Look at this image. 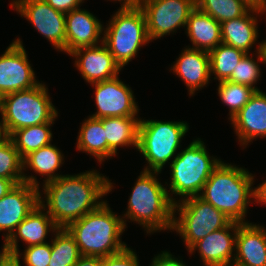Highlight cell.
<instances>
[{
    "instance_id": "obj_1",
    "label": "cell",
    "mask_w": 266,
    "mask_h": 266,
    "mask_svg": "<svg viewBox=\"0 0 266 266\" xmlns=\"http://www.w3.org/2000/svg\"><path fill=\"white\" fill-rule=\"evenodd\" d=\"M111 181L96 169L73 175L65 174L42 184L43 190L39 189V204L59 228H66L106 201L102 198L115 187Z\"/></svg>"
},
{
    "instance_id": "obj_2",
    "label": "cell",
    "mask_w": 266,
    "mask_h": 266,
    "mask_svg": "<svg viewBox=\"0 0 266 266\" xmlns=\"http://www.w3.org/2000/svg\"><path fill=\"white\" fill-rule=\"evenodd\" d=\"M159 174L161 172H140L132 187L127 210L122 214L125 228L128 221L138 223L148 235L162 230L172 232L174 203L170 200L166 185L159 181Z\"/></svg>"
},
{
    "instance_id": "obj_3",
    "label": "cell",
    "mask_w": 266,
    "mask_h": 266,
    "mask_svg": "<svg viewBox=\"0 0 266 266\" xmlns=\"http://www.w3.org/2000/svg\"><path fill=\"white\" fill-rule=\"evenodd\" d=\"M254 177L245 167L221 161L204 184L199 197L231 221L249 223L245 217L248 206L255 202Z\"/></svg>"
},
{
    "instance_id": "obj_4",
    "label": "cell",
    "mask_w": 266,
    "mask_h": 266,
    "mask_svg": "<svg viewBox=\"0 0 266 266\" xmlns=\"http://www.w3.org/2000/svg\"><path fill=\"white\" fill-rule=\"evenodd\" d=\"M103 202L97 209L71 222L66 229L74 237L82 256L107 257L127 247L122 216Z\"/></svg>"
},
{
    "instance_id": "obj_5",
    "label": "cell",
    "mask_w": 266,
    "mask_h": 266,
    "mask_svg": "<svg viewBox=\"0 0 266 266\" xmlns=\"http://www.w3.org/2000/svg\"><path fill=\"white\" fill-rule=\"evenodd\" d=\"M206 148L202 139H193L170 163L171 177L169 184L165 182V185L169 187L167 192L174 204L188 197L199 196L209 176L222 161L217 156L209 155Z\"/></svg>"
},
{
    "instance_id": "obj_6",
    "label": "cell",
    "mask_w": 266,
    "mask_h": 266,
    "mask_svg": "<svg viewBox=\"0 0 266 266\" xmlns=\"http://www.w3.org/2000/svg\"><path fill=\"white\" fill-rule=\"evenodd\" d=\"M111 17L104 25L103 44L123 69L143 46L151 42L147 35L146 17L139 5L119 7Z\"/></svg>"
},
{
    "instance_id": "obj_7",
    "label": "cell",
    "mask_w": 266,
    "mask_h": 266,
    "mask_svg": "<svg viewBox=\"0 0 266 266\" xmlns=\"http://www.w3.org/2000/svg\"><path fill=\"white\" fill-rule=\"evenodd\" d=\"M188 124L181 120L140 119L137 151L147 163L143 170L162 172L165 165H170L182 147Z\"/></svg>"
},
{
    "instance_id": "obj_8",
    "label": "cell",
    "mask_w": 266,
    "mask_h": 266,
    "mask_svg": "<svg viewBox=\"0 0 266 266\" xmlns=\"http://www.w3.org/2000/svg\"><path fill=\"white\" fill-rule=\"evenodd\" d=\"M45 83L4 95L2 121L8 136L21 128L54 122L58 110Z\"/></svg>"
},
{
    "instance_id": "obj_9",
    "label": "cell",
    "mask_w": 266,
    "mask_h": 266,
    "mask_svg": "<svg viewBox=\"0 0 266 266\" xmlns=\"http://www.w3.org/2000/svg\"><path fill=\"white\" fill-rule=\"evenodd\" d=\"M173 215L172 231L181 236L186 250L198 240L226 227L231 222L223 212L199 196L177 201L174 204Z\"/></svg>"
},
{
    "instance_id": "obj_10",
    "label": "cell",
    "mask_w": 266,
    "mask_h": 266,
    "mask_svg": "<svg viewBox=\"0 0 266 266\" xmlns=\"http://www.w3.org/2000/svg\"><path fill=\"white\" fill-rule=\"evenodd\" d=\"M146 17L149 40L177 33L186 27L188 17L196 8V0H140Z\"/></svg>"
},
{
    "instance_id": "obj_11",
    "label": "cell",
    "mask_w": 266,
    "mask_h": 266,
    "mask_svg": "<svg viewBox=\"0 0 266 266\" xmlns=\"http://www.w3.org/2000/svg\"><path fill=\"white\" fill-rule=\"evenodd\" d=\"M10 8L29 21L55 50L66 53L65 13L45 0H12Z\"/></svg>"
},
{
    "instance_id": "obj_12",
    "label": "cell",
    "mask_w": 266,
    "mask_h": 266,
    "mask_svg": "<svg viewBox=\"0 0 266 266\" xmlns=\"http://www.w3.org/2000/svg\"><path fill=\"white\" fill-rule=\"evenodd\" d=\"M119 76L90 84L95 90L94 99L97 109L89 116L98 119L139 116L140 109L135 100L134 92Z\"/></svg>"
},
{
    "instance_id": "obj_13",
    "label": "cell",
    "mask_w": 266,
    "mask_h": 266,
    "mask_svg": "<svg viewBox=\"0 0 266 266\" xmlns=\"http://www.w3.org/2000/svg\"><path fill=\"white\" fill-rule=\"evenodd\" d=\"M28 60L27 51L19 37L0 56V93L3 96L32 88L39 83Z\"/></svg>"
},
{
    "instance_id": "obj_14",
    "label": "cell",
    "mask_w": 266,
    "mask_h": 266,
    "mask_svg": "<svg viewBox=\"0 0 266 266\" xmlns=\"http://www.w3.org/2000/svg\"><path fill=\"white\" fill-rule=\"evenodd\" d=\"M38 204L39 188L24 182L0 199V232L6 233L4 241Z\"/></svg>"
},
{
    "instance_id": "obj_15",
    "label": "cell",
    "mask_w": 266,
    "mask_h": 266,
    "mask_svg": "<svg viewBox=\"0 0 266 266\" xmlns=\"http://www.w3.org/2000/svg\"><path fill=\"white\" fill-rule=\"evenodd\" d=\"M68 56L76 59L74 67L89 84L115 78L122 70L103 43L93 47L78 48Z\"/></svg>"
},
{
    "instance_id": "obj_16",
    "label": "cell",
    "mask_w": 266,
    "mask_h": 266,
    "mask_svg": "<svg viewBox=\"0 0 266 266\" xmlns=\"http://www.w3.org/2000/svg\"><path fill=\"white\" fill-rule=\"evenodd\" d=\"M240 222L231 221L226 227L198 240L187 251L193 255L197 251L203 265L233 264L235 240Z\"/></svg>"
},
{
    "instance_id": "obj_17",
    "label": "cell",
    "mask_w": 266,
    "mask_h": 266,
    "mask_svg": "<svg viewBox=\"0 0 266 266\" xmlns=\"http://www.w3.org/2000/svg\"><path fill=\"white\" fill-rule=\"evenodd\" d=\"M240 146L246 148L254 139L266 138V93L255 91L248 103L230 121Z\"/></svg>"
},
{
    "instance_id": "obj_18",
    "label": "cell",
    "mask_w": 266,
    "mask_h": 266,
    "mask_svg": "<svg viewBox=\"0 0 266 266\" xmlns=\"http://www.w3.org/2000/svg\"><path fill=\"white\" fill-rule=\"evenodd\" d=\"M66 54L82 47H93L103 43L102 22L86 9L78 8L65 13Z\"/></svg>"
},
{
    "instance_id": "obj_19",
    "label": "cell",
    "mask_w": 266,
    "mask_h": 266,
    "mask_svg": "<svg viewBox=\"0 0 266 266\" xmlns=\"http://www.w3.org/2000/svg\"><path fill=\"white\" fill-rule=\"evenodd\" d=\"M59 229L47 211L38 204L28 216L16 227L11 236L4 241V246L9 254L19 252L18 242H25V247L48 243V233Z\"/></svg>"
},
{
    "instance_id": "obj_20",
    "label": "cell",
    "mask_w": 266,
    "mask_h": 266,
    "mask_svg": "<svg viewBox=\"0 0 266 266\" xmlns=\"http://www.w3.org/2000/svg\"><path fill=\"white\" fill-rule=\"evenodd\" d=\"M181 51L169 71H173L174 75L184 81L188 94L192 97L196 91L207 87L211 81L210 56L209 52L188 46Z\"/></svg>"
},
{
    "instance_id": "obj_21",
    "label": "cell",
    "mask_w": 266,
    "mask_h": 266,
    "mask_svg": "<svg viewBox=\"0 0 266 266\" xmlns=\"http://www.w3.org/2000/svg\"><path fill=\"white\" fill-rule=\"evenodd\" d=\"M233 264L266 266V227L252 222L238 225Z\"/></svg>"
},
{
    "instance_id": "obj_22",
    "label": "cell",
    "mask_w": 266,
    "mask_h": 266,
    "mask_svg": "<svg viewBox=\"0 0 266 266\" xmlns=\"http://www.w3.org/2000/svg\"><path fill=\"white\" fill-rule=\"evenodd\" d=\"M261 14V15H260ZM266 12L251 8L245 15L221 24L222 43L250 54L259 38L258 19ZM259 16V17H258Z\"/></svg>"
},
{
    "instance_id": "obj_23",
    "label": "cell",
    "mask_w": 266,
    "mask_h": 266,
    "mask_svg": "<svg viewBox=\"0 0 266 266\" xmlns=\"http://www.w3.org/2000/svg\"><path fill=\"white\" fill-rule=\"evenodd\" d=\"M64 154L55 144H48L42 148L33 151L23 158V180L24 183L41 188L40 181L37 180L36 175H27L25 171L31 170L39 176H43V183L58 179L64 174H58L59 168L64 164ZM57 171V172H56ZM45 176V177H44Z\"/></svg>"
},
{
    "instance_id": "obj_24",
    "label": "cell",
    "mask_w": 266,
    "mask_h": 266,
    "mask_svg": "<svg viewBox=\"0 0 266 266\" xmlns=\"http://www.w3.org/2000/svg\"><path fill=\"white\" fill-rule=\"evenodd\" d=\"M140 117L101 118L107 140V160L114 158L118 148H138Z\"/></svg>"
},
{
    "instance_id": "obj_25",
    "label": "cell",
    "mask_w": 266,
    "mask_h": 266,
    "mask_svg": "<svg viewBox=\"0 0 266 266\" xmlns=\"http://www.w3.org/2000/svg\"><path fill=\"white\" fill-rule=\"evenodd\" d=\"M185 34L192 43V46L188 47L206 52H210L222 43L221 24L197 7L188 17Z\"/></svg>"
},
{
    "instance_id": "obj_26",
    "label": "cell",
    "mask_w": 266,
    "mask_h": 266,
    "mask_svg": "<svg viewBox=\"0 0 266 266\" xmlns=\"http://www.w3.org/2000/svg\"><path fill=\"white\" fill-rule=\"evenodd\" d=\"M87 117L80 126L75 147L79 152L91 155L98 160L97 163L102 164L107 160L105 130L100 119Z\"/></svg>"
},
{
    "instance_id": "obj_27",
    "label": "cell",
    "mask_w": 266,
    "mask_h": 266,
    "mask_svg": "<svg viewBox=\"0 0 266 266\" xmlns=\"http://www.w3.org/2000/svg\"><path fill=\"white\" fill-rule=\"evenodd\" d=\"M54 122L41 125L29 126L13 131L9 139L13 142L16 150L24 158L29 153L52 143V125Z\"/></svg>"
},
{
    "instance_id": "obj_28",
    "label": "cell",
    "mask_w": 266,
    "mask_h": 266,
    "mask_svg": "<svg viewBox=\"0 0 266 266\" xmlns=\"http://www.w3.org/2000/svg\"><path fill=\"white\" fill-rule=\"evenodd\" d=\"M247 53L228 46L219 44L215 49L209 52L210 56V76L212 80L223 81L227 80L237 67V64L243 59Z\"/></svg>"
},
{
    "instance_id": "obj_29",
    "label": "cell",
    "mask_w": 266,
    "mask_h": 266,
    "mask_svg": "<svg viewBox=\"0 0 266 266\" xmlns=\"http://www.w3.org/2000/svg\"><path fill=\"white\" fill-rule=\"evenodd\" d=\"M50 239L51 259L48 266H73L82 256L74 237L66 228H59Z\"/></svg>"
},
{
    "instance_id": "obj_30",
    "label": "cell",
    "mask_w": 266,
    "mask_h": 266,
    "mask_svg": "<svg viewBox=\"0 0 266 266\" xmlns=\"http://www.w3.org/2000/svg\"><path fill=\"white\" fill-rule=\"evenodd\" d=\"M217 91L222 104L227 105L229 108L228 120L231 121L248 103L256 90L247 85L223 80L219 81Z\"/></svg>"
},
{
    "instance_id": "obj_31",
    "label": "cell",
    "mask_w": 266,
    "mask_h": 266,
    "mask_svg": "<svg viewBox=\"0 0 266 266\" xmlns=\"http://www.w3.org/2000/svg\"><path fill=\"white\" fill-rule=\"evenodd\" d=\"M196 7L219 23L239 18L251 9L242 0H196Z\"/></svg>"
},
{
    "instance_id": "obj_32",
    "label": "cell",
    "mask_w": 266,
    "mask_h": 266,
    "mask_svg": "<svg viewBox=\"0 0 266 266\" xmlns=\"http://www.w3.org/2000/svg\"><path fill=\"white\" fill-rule=\"evenodd\" d=\"M253 53L246 54L243 59L234 68L232 75L227 79L228 81L247 85L260 91V88L255 86L261 78V68L259 63L264 64L263 54L261 52V46L256 45ZM255 52V53H254ZM255 54V55H253ZM256 57V60L253 57Z\"/></svg>"
},
{
    "instance_id": "obj_33",
    "label": "cell",
    "mask_w": 266,
    "mask_h": 266,
    "mask_svg": "<svg viewBox=\"0 0 266 266\" xmlns=\"http://www.w3.org/2000/svg\"><path fill=\"white\" fill-rule=\"evenodd\" d=\"M0 177L23 183V158L8 138L0 145Z\"/></svg>"
},
{
    "instance_id": "obj_34",
    "label": "cell",
    "mask_w": 266,
    "mask_h": 266,
    "mask_svg": "<svg viewBox=\"0 0 266 266\" xmlns=\"http://www.w3.org/2000/svg\"><path fill=\"white\" fill-rule=\"evenodd\" d=\"M15 256L22 259L25 266H48L51 259V241L25 247L23 252L19 251Z\"/></svg>"
},
{
    "instance_id": "obj_35",
    "label": "cell",
    "mask_w": 266,
    "mask_h": 266,
    "mask_svg": "<svg viewBox=\"0 0 266 266\" xmlns=\"http://www.w3.org/2000/svg\"><path fill=\"white\" fill-rule=\"evenodd\" d=\"M102 266H141L134 249L126 247L121 252L103 257Z\"/></svg>"
},
{
    "instance_id": "obj_36",
    "label": "cell",
    "mask_w": 266,
    "mask_h": 266,
    "mask_svg": "<svg viewBox=\"0 0 266 266\" xmlns=\"http://www.w3.org/2000/svg\"><path fill=\"white\" fill-rule=\"evenodd\" d=\"M175 257L170 251L164 250L154 255L149 266H188L183 259Z\"/></svg>"
},
{
    "instance_id": "obj_37",
    "label": "cell",
    "mask_w": 266,
    "mask_h": 266,
    "mask_svg": "<svg viewBox=\"0 0 266 266\" xmlns=\"http://www.w3.org/2000/svg\"><path fill=\"white\" fill-rule=\"evenodd\" d=\"M52 8L68 13L71 10L80 8L85 0H45Z\"/></svg>"
},
{
    "instance_id": "obj_38",
    "label": "cell",
    "mask_w": 266,
    "mask_h": 266,
    "mask_svg": "<svg viewBox=\"0 0 266 266\" xmlns=\"http://www.w3.org/2000/svg\"><path fill=\"white\" fill-rule=\"evenodd\" d=\"M103 258L97 256H81L73 266H102Z\"/></svg>"
},
{
    "instance_id": "obj_39",
    "label": "cell",
    "mask_w": 266,
    "mask_h": 266,
    "mask_svg": "<svg viewBox=\"0 0 266 266\" xmlns=\"http://www.w3.org/2000/svg\"><path fill=\"white\" fill-rule=\"evenodd\" d=\"M255 187V203L266 205V179L261 184L259 183Z\"/></svg>"
},
{
    "instance_id": "obj_40",
    "label": "cell",
    "mask_w": 266,
    "mask_h": 266,
    "mask_svg": "<svg viewBox=\"0 0 266 266\" xmlns=\"http://www.w3.org/2000/svg\"><path fill=\"white\" fill-rule=\"evenodd\" d=\"M16 184L11 179L0 177V199L10 192Z\"/></svg>"
},
{
    "instance_id": "obj_41",
    "label": "cell",
    "mask_w": 266,
    "mask_h": 266,
    "mask_svg": "<svg viewBox=\"0 0 266 266\" xmlns=\"http://www.w3.org/2000/svg\"><path fill=\"white\" fill-rule=\"evenodd\" d=\"M242 1L245 2L250 8L266 12V0H242Z\"/></svg>"
},
{
    "instance_id": "obj_42",
    "label": "cell",
    "mask_w": 266,
    "mask_h": 266,
    "mask_svg": "<svg viewBox=\"0 0 266 266\" xmlns=\"http://www.w3.org/2000/svg\"><path fill=\"white\" fill-rule=\"evenodd\" d=\"M22 262L18 257L13 254H9L1 263L0 266H22Z\"/></svg>"
},
{
    "instance_id": "obj_43",
    "label": "cell",
    "mask_w": 266,
    "mask_h": 266,
    "mask_svg": "<svg viewBox=\"0 0 266 266\" xmlns=\"http://www.w3.org/2000/svg\"><path fill=\"white\" fill-rule=\"evenodd\" d=\"M107 1H117L121 2V7H133L139 5L140 0H107Z\"/></svg>"
},
{
    "instance_id": "obj_44",
    "label": "cell",
    "mask_w": 266,
    "mask_h": 266,
    "mask_svg": "<svg viewBox=\"0 0 266 266\" xmlns=\"http://www.w3.org/2000/svg\"><path fill=\"white\" fill-rule=\"evenodd\" d=\"M8 138H9V136H8L6 130H5L4 122L0 118V145L3 142H5Z\"/></svg>"
},
{
    "instance_id": "obj_45",
    "label": "cell",
    "mask_w": 266,
    "mask_h": 266,
    "mask_svg": "<svg viewBox=\"0 0 266 266\" xmlns=\"http://www.w3.org/2000/svg\"><path fill=\"white\" fill-rule=\"evenodd\" d=\"M2 247L3 248H1V251H0V263L9 255L7 249L4 246V242H3Z\"/></svg>"
},
{
    "instance_id": "obj_46",
    "label": "cell",
    "mask_w": 266,
    "mask_h": 266,
    "mask_svg": "<svg viewBox=\"0 0 266 266\" xmlns=\"http://www.w3.org/2000/svg\"><path fill=\"white\" fill-rule=\"evenodd\" d=\"M261 52L263 54V58H264V65H266V39L261 41Z\"/></svg>"
},
{
    "instance_id": "obj_47",
    "label": "cell",
    "mask_w": 266,
    "mask_h": 266,
    "mask_svg": "<svg viewBox=\"0 0 266 266\" xmlns=\"http://www.w3.org/2000/svg\"><path fill=\"white\" fill-rule=\"evenodd\" d=\"M3 97H4V96L0 93V116L2 115Z\"/></svg>"
},
{
    "instance_id": "obj_48",
    "label": "cell",
    "mask_w": 266,
    "mask_h": 266,
    "mask_svg": "<svg viewBox=\"0 0 266 266\" xmlns=\"http://www.w3.org/2000/svg\"><path fill=\"white\" fill-rule=\"evenodd\" d=\"M203 266H234V264H224V265H203Z\"/></svg>"
}]
</instances>
